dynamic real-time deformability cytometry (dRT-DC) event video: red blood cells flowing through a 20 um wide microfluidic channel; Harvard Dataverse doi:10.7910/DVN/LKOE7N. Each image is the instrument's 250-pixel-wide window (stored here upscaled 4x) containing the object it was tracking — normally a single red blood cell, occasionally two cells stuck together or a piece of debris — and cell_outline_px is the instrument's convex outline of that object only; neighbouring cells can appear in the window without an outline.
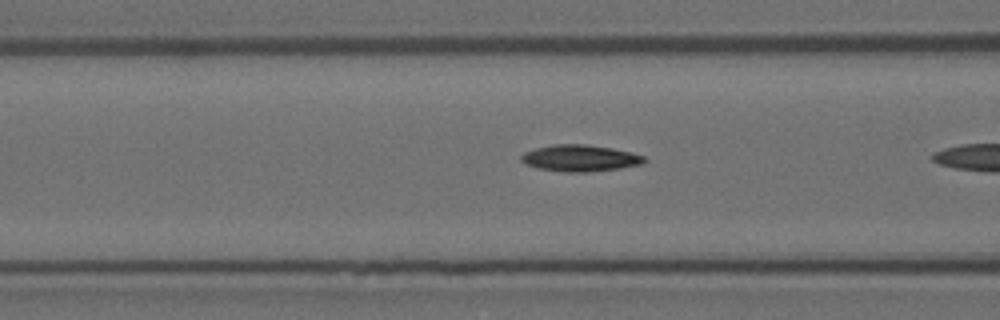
{"species": "Egyptian fruit bat (a non-hibernating species)", "species_latin": "Rousettus aegyptiacus", "temperature_condition": "room temperature", "stored_images_in_passage": 8, "camera_frame_rate_fps": 3000, "um_per_image_px": 0.085, "animal": {"sex": "female"}, "frame": {"image": 1, "passage_image": 7, "time_ms": 2.0, "image_size_px": [1000, 320], "cell_outline_px": [[648, 160], [644, 164], [620, 168], [588, 172], [568, 172], [540, 168], [528, 164], [520, 160], [520, 156], [524, 152], [536, 148], [552, 144], [584, 144], [612, 148], [632, 152], [644, 156]], "centroid_in_image_um": [49.36, 13.43], "position_along_channel_um": 117.2, "area_um2": 19.02}}